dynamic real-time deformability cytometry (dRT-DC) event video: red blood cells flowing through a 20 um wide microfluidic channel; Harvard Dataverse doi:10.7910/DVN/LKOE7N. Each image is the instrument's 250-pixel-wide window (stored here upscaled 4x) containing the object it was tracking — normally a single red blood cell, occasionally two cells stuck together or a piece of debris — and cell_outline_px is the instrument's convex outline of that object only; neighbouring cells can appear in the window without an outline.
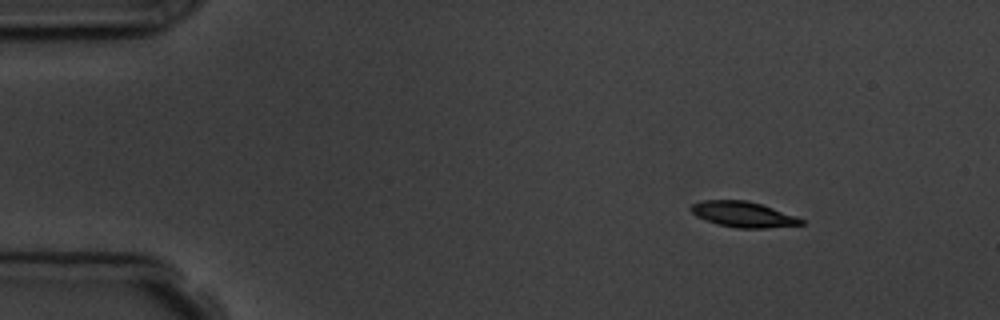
{"species": "common noctule bat (a hibernating species)", "species_latin": "Nyctalus noctula", "temperature_condition": "room temperature", "stored_images_in_passage": 4, "camera_frame_rate_fps": 3000, "um_per_image_px": 0.085, "animal": {"sex": "male", "body_mass_g": 19.5, "forearm_length_mm": 54.6}, "frame": {"image": 1, "passage_image": 2, "time_ms": 1.333, "image_size_px": [1000, 320], "cell_outline_px": [[804, 224], [768, 228], [736, 228], [716, 224], [704, 220], [696, 216], [688, 208], [692, 204], [704, 200], [748, 200], [796, 216], [804, 220]], "centroid_in_image_um": [63.13, 18.23], "position_along_channel_um": 21.9, "area_um2": 16.47}}